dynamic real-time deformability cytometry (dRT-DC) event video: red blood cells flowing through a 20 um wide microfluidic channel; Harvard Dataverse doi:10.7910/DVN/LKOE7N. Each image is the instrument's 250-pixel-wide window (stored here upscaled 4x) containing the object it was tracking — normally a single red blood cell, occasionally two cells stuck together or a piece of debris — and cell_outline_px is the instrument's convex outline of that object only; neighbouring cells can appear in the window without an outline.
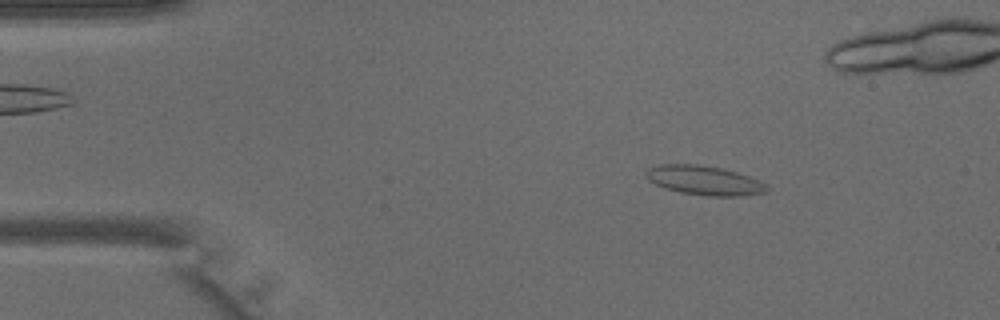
{"species": "common noctule bat (a hibernating species)", "species_latin": "Nyctalus noctula", "temperature_condition": "warm", "stored_images_in_passage": 44, "camera_frame_rate_fps": 3000, "um_per_image_px": 0.085, "animal": {"sex": "male", "body_mass_g": 15.6}, "frame": {"image": 1, "passage_image": 7, "time_ms": 2.0, "image_size_px": [1000, 320], "cell_outline_px": [[768, 188], [764, 192], [740, 196], [708, 196], [680, 192], [664, 188], [648, 180], [644, 176], [644, 172], [648, 168], [660, 164], [696, 164], [720, 168], [736, 172], [748, 176], [764, 184]], "centroid_in_image_um": [59.77, 15.33], "position_along_channel_um": 25.2, "area_um2": 20.4}}
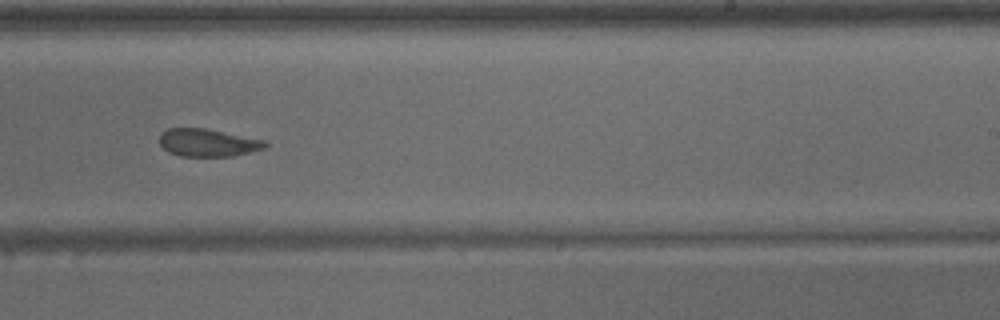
{"frame": {"image": 2, "passage_image": 27, "time_ms": 8.667, "image_size_px": [1000, 320], "cell_outline_px": [[268, 144], [264, 148], [232, 156], [180, 156], [168, 152], [160, 144], [160, 132], [168, 128], [208, 128], [268, 140]], "centroid_in_image_um": [17.68, 12.11], "position_along_channel_um": 271.3, "area_um2": 17.28}}
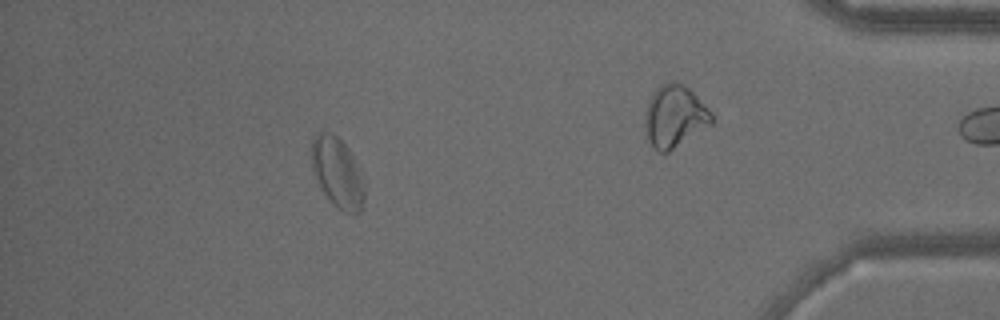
{"frame": {"image": 3, "passage_image": 39, "time_ms": 12.667, "image_size_px": [1000, 320], "cell_outline_px": [[364, 200], [360, 212], [352, 216], [344, 212], [332, 204], [324, 192], [312, 168], [312, 140], [316, 132], [328, 132], [336, 136], [348, 148], [364, 180]], "centroid_in_image_um": [28.7, 14.71], "position_along_channel_um": 406.5, "area_um2": 21.39}}